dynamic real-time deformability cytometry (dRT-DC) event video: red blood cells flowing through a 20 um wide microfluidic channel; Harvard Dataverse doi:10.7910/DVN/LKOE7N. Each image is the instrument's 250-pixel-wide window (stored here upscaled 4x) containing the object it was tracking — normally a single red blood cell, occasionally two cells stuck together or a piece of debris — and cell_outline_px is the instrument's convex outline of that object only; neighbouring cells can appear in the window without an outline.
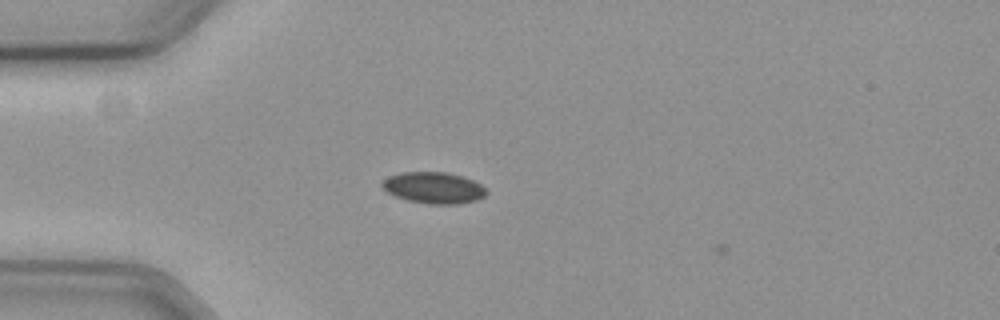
{"species": "common noctule bat (a hibernating species)", "species_latin": "Nyctalus noctula", "temperature_condition": "cold", "stored_images_in_passage": 10, "camera_frame_rate_fps": 3000, "um_per_image_px": 0.085, "animal": {"sex": "female", "body_mass_g": 19.3, "forearm_length_mm": 54.1}, "frame": {"image": 1, "passage_image": 9, "time_ms": 2.667, "image_size_px": [1000, 320], "cell_outline_px": [[488, 192], [484, 196], [476, 200], [456, 204], [428, 204], [408, 200], [396, 196], [388, 192], [380, 184], [388, 176], [400, 172], [448, 172], [472, 180], [480, 184]], "centroid_in_image_um": [36.85, 15.95], "position_along_channel_um": 48.2, "area_um2": 18.9}}